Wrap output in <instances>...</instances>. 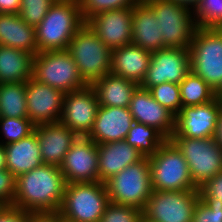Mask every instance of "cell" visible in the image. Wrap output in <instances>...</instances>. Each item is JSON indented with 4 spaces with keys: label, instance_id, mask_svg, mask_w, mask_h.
Returning <instances> with one entry per match:
<instances>
[{
    "label": "cell",
    "instance_id": "8",
    "mask_svg": "<svg viewBox=\"0 0 222 222\" xmlns=\"http://www.w3.org/2000/svg\"><path fill=\"white\" fill-rule=\"evenodd\" d=\"M32 77L64 94L87 86L67 50L38 52L33 56Z\"/></svg>",
    "mask_w": 222,
    "mask_h": 222
},
{
    "label": "cell",
    "instance_id": "14",
    "mask_svg": "<svg viewBox=\"0 0 222 222\" xmlns=\"http://www.w3.org/2000/svg\"><path fill=\"white\" fill-rule=\"evenodd\" d=\"M98 107L99 102L90 85L65 93L59 122L79 137H86L92 129Z\"/></svg>",
    "mask_w": 222,
    "mask_h": 222
},
{
    "label": "cell",
    "instance_id": "18",
    "mask_svg": "<svg viewBox=\"0 0 222 222\" xmlns=\"http://www.w3.org/2000/svg\"><path fill=\"white\" fill-rule=\"evenodd\" d=\"M129 111L135 122L156 128L167 139L173 135L176 116L161 106L148 89L140 86L136 88L129 104Z\"/></svg>",
    "mask_w": 222,
    "mask_h": 222
},
{
    "label": "cell",
    "instance_id": "20",
    "mask_svg": "<svg viewBox=\"0 0 222 222\" xmlns=\"http://www.w3.org/2000/svg\"><path fill=\"white\" fill-rule=\"evenodd\" d=\"M43 164L59 166L79 136L60 122L35 126Z\"/></svg>",
    "mask_w": 222,
    "mask_h": 222
},
{
    "label": "cell",
    "instance_id": "44",
    "mask_svg": "<svg viewBox=\"0 0 222 222\" xmlns=\"http://www.w3.org/2000/svg\"><path fill=\"white\" fill-rule=\"evenodd\" d=\"M173 1L177 4H180L182 6L187 7L188 9H193L197 6V4L200 2V0H169Z\"/></svg>",
    "mask_w": 222,
    "mask_h": 222
},
{
    "label": "cell",
    "instance_id": "22",
    "mask_svg": "<svg viewBox=\"0 0 222 222\" xmlns=\"http://www.w3.org/2000/svg\"><path fill=\"white\" fill-rule=\"evenodd\" d=\"M149 52L164 48L159 22L152 8L144 1L132 7V41Z\"/></svg>",
    "mask_w": 222,
    "mask_h": 222
},
{
    "label": "cell",
    "instance_id": "11",
    "mask_svg": "<svg viewBox=\"0 0 222 222\" xmlns=\"http://www.w3.org/2000/svg\"><path fill=\"white\" fill-rule=\"evenodd\" d=\"M198 190L152 191L142 210V221L192 222Z\"/></svg>",
    "mask_w": 222,
    "mask_h": 222
},
{
    "label": "cell",
    "instance_id": "5",
    "mask_svg": "<svg viewBox=\"0 0 222 222\" xmlns=\"http://www.w3.org/2000/svg\"><path fill=\"white\" fill-rule=\"evenodd\" d=\"M104 183L110 202L143 210L153 191L149 157L125 167Z\"/></svg>",
    "mask_w": 222,
    "mask_h": 222
},
{
    "label": "cell",
    "instance_id": "41",
    "mask_svg": "<svg viewBox=\"0 0 222 222\" xmlns=\"http://www.w3.org/2000/svg\"><path fill=\"white\" fill-rule=\"evenodd\" d=\"M28 222H64L59 212H29Z\"/></svg>",
    "mask_w": 222,
    "mask_h": 222
},
{
    "label": "cell",
    "instance_id": "13",
    "mask_svg": "<svg viewBox=\"0 0 222 222\" xmlns=\"http://www.w3.org/2000/svg\"><path fill=\"white\" fill-rule=\"evenodd\" d=\"M221 109L219 98L201 105L181 107L171 137L214 138Z\"/></svg>",
    "mask_w": 222,
    "mask_h": 222
},
{
    "label": "cell",
    "instance_id": "33",
    "mask_svg": "<svg viewBox=\"0 0 222 222\" xmlns=\"http://www.w3.org/2000/svg\"><path fill=\"white\" fill-rule=\"evenodd\" d=\"M152 97L175 116L182 107L180 85L176 83L164 82L149 89Z\"/></svg>",
    "mask_w": 222,
    "mask_h": 222
},
{
    "label": "cell",
    "instance_id": "29",
    "mask_svg": "<svg viewBox=\"0 0 222 222\" xmlns=\"http://www.w3.org/2000/svg\"><path fill=\"white\" fill-rule=\"evenodd\" d=\"M167 138L156 128L134 122L125 141L136 148L144 157L154 155Z\"/></svg>",
    "mask_w": 222,
    "mask_h": 222
},
{
    "label": "cell",
    "instance_id": "23",
    "mask_svg": "<svg viewBox=\"0 0 222 222\" xmlns=\"http://www.w3.org/2000/svg\"><path fill=\"white\" fill-rule=\"evenodd\" d=\"M151 60V52L128 44L112 50L111 72L140 86Z\"/></svg>",
    "mask_w": 222,
    "mask_h": 222
},
{
    "label": "cell",
    "instance_id": "6",
    "mask_svg": "<svg viewBox=\"0 0 222 222\" xmlns=\"http://www.w3.org/2000/svg\"><path fill=\"white\" fill-rule=\"evenodd\" d=\"M149 165L153 191L198 190L184 156L170 139L149 157Z\"/></svg>",
    "mask_w": 222,
    "mask_h": 222
},
{
    "label": "cell",
    "instance_id": "32",
    "mask_svg": "<svg viewBox=\"0 0 222 222\" xmlns=\"http://www.w3.org/2000/svg\"><path fill=\"white\" fill-rule=\"evenodd\" d=\"M0 130L6 141L3 145L19 141L34 132L35 125L29 118L0 117Z\"/></svg>",
    "mask_w": 222,
    "mask_h": 222
},
{
    "label": "cell",
    "instance_id": "16",
    "mask_svg": "<svg viewBox=\"0 0 222 222\" xmlns=\"http://www.w3.org/2000/svg\"><path fill=\"white\" fill-rule=\"evenodd\" d=\"M64 93L30 77L26 81L28 118L37 126L60 121Z\"/></svg>",
    "mask_w": 222,
    "mask_h": 222
},
{
    "label": "cell",
    "instance_id": "31",
    "mask_svg": "<svg viewBox=\"0 0 222 222\" xmlns=\"http://www.w3.org/2000/svg\"><path fill=\"white\" fill-rule=\"evenodd\" d=\"M193 14L197 27L222 28V0H200Z\"/></svg>",
    "mask_w": 222,
    "mask_h": 222
},
{
    "label": "cell",
    "instance_id": "1",
    "mask_svg": "<svg viewBox=\"0 0 222 222\" xmlns=\"http://www.w3.org/2000/svg\"><path fill=\"white\" fill-rule=\"evenodd\" d=\"M66 184L59 166L42 164L16 178L11 206L27 212H59Z\"/></svg>",
    "mask_w": 222,
    "mask_h": 222
},
{
    "label": "cell",
    "instance_id": "34",
    "mask_svg": "<svg viewBox=\"0 0 222 222\" xmlns=\"http://www.w3.org/2000/svg\"><path fill=\"white\" fill-rule=\"evenodd\" d=\"M81 15L86 23L90 18L101 12L133 7L142 0H78Z\"/></svg>",
    "mask_w": 222,
    "mask_h": 222
},
{
    "label": "cell",
    "instance_id": "9",
    "mask_svg": "<svg viewBox=\"0 0 222 222\" xmlns=\"http://www.w3.org/2000/svg\"><path fill=\"white\" fill-rule=\"evenodd\" d=\"M144 1L152 8L159 22L164 47L190 48L197 30L193 10L169 0Z\"/></svg>",
    "mask_w": 222,
    "mask_h": 222
},
{
    "label": "cell",
    "instance_id": "46",
    "mask_svg": "<svg viewBox=\"0 0 222 222\" xmlns=\"http://www.w3.org/2000/svg\"><path fill=\"white\" fill-rule=\"evenodd\" d=\"M216 97L222 100V83L219 88L215 91Z\"/></svg>",
    "mask_w": 222,
    "mask_h": 222
},
{
    "label": "cell",
    "instance_id": "39",
    "mask_svg": "<svg viewBox=\"0 0 222 222\" xmlns=\"http://www.w3.org/2000/svg\"><path fill=\"white\" fill-rule=\"evenodd\" d=\"M16 192V177L7 169L0 170V199L12 205Z\"/></svg>",
    "mask_w": 222,
    "mask_h": 222
},
{
    "label": "cell",
    "instance_id": "28",
    "mask_svg": "<svg viewBox=\"0 0 222 222\" xmlns=\"http://www.w3.org/2000/svg\"><path fill=\"white\" fill-rule=\"evenodd\" d=\"M0 117L28 118L26 82L0 84Z\"/></svg>",
    "mask_w": 222,
    "mask_h": 222
},
{
    "label": "cell",
    "instance_id": "43",
    "mask_svg": "<svg viewBox=\"0 0 222 222\" xmlns=\"http://www.w3.org/2000/svg\"><path fill=\"white\" fill-rule=\"evenodd\" d=\"M214 139L222 148V109L220 111V115L217 122V128L214 135Z\"/></svg>",
    "mask_w": 222,
    "mask_h": 222
},
{
    "label": "cell",
    "instance_id": "10",
    "mask_svg": "<svg viewBox=\"0 0 222 222\" xmlns=\"http://www.w3.org/2000/svg\"><path fill=\"white\" fill-rule=\"evenodd\" d=\"M184 156L197 187L222 172V148L214 138L171 137Z\"/></svg>",
    "mask_w": 222,
    "mask_h": 222
},
{
    "label": "cell",
    "instance_id": "45",
    "mask_svg": "<svg viewBox=\"0 0 222 222\" xmlns=\"http://www.w3.org/2000/svg\"><path fill=\"white\" fill-rule=\"evenodd\" d=\"M6 169L5 147L0 143V170Z\"/></svg>",
    "mask_w": 222,
    "mask_h": 222
},
{
    "label": "cell",
    "instance_id": "37",
    "mask_svg": "<svg viewBox=\"0 0 222 222\" xmlns=\"http://www.w3.org/2000/svg\"><path fill=\"white\" fill-rule=\"evenodd\" d=\"M192 222H222V203L198 200Z\"/></svg>",
    "mask_w": 222,
    "mask_h": 222
},
{
    "label": "cell",
    "instance_id": "7",
    "mask_svg": "<svg viewBox=\"0 0 222 222\" xmlns=\"http://www.w3.org/2000/svg\"><path fill=\"white\" fill-rule=\"evenodd\" d=\"M189 52L191 71L216 91L222 83V28L197 27Z\"/></svg>",
    "mask_w": 222,
    "mask_h": 222
},
{
    "label": "cell",
    "instance_id": "15",
    "mask_svg": "<svg viewBox=\"0 0 222 222\" xmlns=\"http://www.w3.org/2000/svg\"><path fill=\"white\" fill-rule=\"evenodd\" d=\"M60 171L67 184L99 181L97 144L79 137L66 153Z\"/></svg>",
    "mask_w": 222,
    "mask_h": 222
},
{
    "label": "cell",
    "instance_id": "17",
    "mask_svg": "<svg viewBox=\"0 0 222 222\" xmlns=\"http://www.w3.org/2000/svg\"><path fill=\"white\" fill-rule=\"evenodd\" d=\"M86 23L110 50L131 44L132 7L101 12Z\"/></svg>",
    "mask_w": 222,
    "mask_h": 222
},
{
    "label": "cell",
    "instance_id": "35",
    "mask_svg": "<svg viewBox=\"0 0 222 222\" xmlns=\"http://www.w3.org/2000/svg\"><path fill=\"white\" fill-rule=\"evenodd\" d=\"M56 0H21L18 15L28 24L36 27L46 16Z\"/></svg>",
    "mask_w": 222,
    "mask_h": 222
},
{
    "label": "cell",
    "instance_id": "42",
    "mask_svg": "<svg viewBox=\"0 0 222 222\" xmlns=\"http://www.w3.org/2000/svg\"><path fill=\"white\" fill-rule=\"evenodd\" d=\"M21 0H0V14H18Z\"/></svg>",
    "mask_w": 222,
    "mask_h": 222
},
{
    "label": "cell",
    "instance_id": "21",
    "mask_svg": "<svg viewBox=\"0 0 222 222\" xmlns=\"http://www.w3.org/2000/svg\"><path fill=\"white\" fill-rule=\"evenodd\" d=\"M97 149L99 182L107 181L125 167L144 157L125 140L97 144Z\"/></svg>",
    "mask_w": 222,
    "mask_h": 222
},
{
    "label": "cell",
    "instance_id": "12",
    "mask_svg": "<svg viewBox=\"0 0 222 222\" xmlns=\"http://www.w3.org/2000/svg\"><path fill=\"white\" fill-rule=\"evenodd\" d=\"M191 71L189 48L164 47L151 53L141 88L150 89L164 82L180 84Z\"/></svg>",
    "mask_w": 222,
    "mask_h": 222
},
{
    "label": "cell",
    "instance_id": "4",
    "mask_svg": "<svg viewBox=\"0 0 222 222\" xmlns=\"http://www.w3.org/2000/svg\"><path fill=\"white\" fill-rule=\"evenodd\" d=\"M109 202L104 182L69 183L59 214L64 222H99Z\"/></svg>",
    "mask_w": 222,
    "mask_h": 222
},
{
    "label": "cell",
    "instance_id": "38",
    "mask_svg": "<svg viewBox=\"0 0 222 222\" xmlns=\"http://www.w3.org/2000/svg\"><path fill=\"white\" fill-rule=\"evenodd\" d=\"M198 191L202 202L222 203V172L204 182Z\"/></svg>",
    "mask_w": 222,
    "mask_h": 222
},
{
    "label": "cell",
    "instance_id": "24",
    "mask_svg": "<svg viewBox=\"0 0 222 222\" xmlns=\"http://www.w3.org/2000/svg\"><path fill=\"white\" fill-rule=\"evenodd\" d=\"M4 147L6 169L16 178L43 164L35 131L28 137L6 144Z\"/></svg>",
    "mask_w": 222,
    "mask_h": 222
},
{
    "label": "cell",
    "instance_id": "2",
    "mask_svg": "<svg viewBox=\"0 0 222 222\" xmlns=\"http://www.w3.org/2000/svg\"><path fill=\"white\" fill-rule=\"evenodd\" d=\"M84 24L78 0H56L35 27L38 52L67 50L70 40Z\"/></svg>",
    "mask_w": 222,
    "mask_h": 222
},
{
    "label": "cell",
    "instance_id": "26",
    "mask_svg": "<svg viewBox=\"0 0 222 222\" xmlns=\"http://www.w3.org/2000/svg\"><path fill=\"white\" fill-rule=\"evenodd\" d=\"M94 90L99 106L129 108V104L138 85L125 78L107 73L91 85Z\"/></svg>",
    "mask_w": 222,
    "mask_h": 222
},
{
    "label": "cell",
    "instance_id": "40",
    "mask_svg": "<svg viewBox=\"0 0 222 222\" xmlns=\"http://www.w3.org/2000/svg\"><path fill=\"white\" fill-rule=\"evenodd\" d=\"M29 212L8 205L0 212V222H28Z\"/></svg>",
    "mask_w": 222,
    "mask_h": 222
},
{
    "label": "cell",
    "instance_id": "3",
    "mask_svg": "<svg viewBox=\"0 0 222 222\" xmlns=\"http://www.w3.org/2000/svg\"><path fill=\"white\" fill-rule=\"evenodd\" d=\"M67 51L87 85L111 72L112 50L85 23L70 40Z\"/></svg>",
    "mask_w": 222,
    "mask_h": 222
},
{
    "label": "cell",
    "instance_id": "47",
    "mask_svg": "<svg viewBox=\"0 0 222 222\" xmlns=\"http://www.w3.org/2000/svg\"><path fill=\"white\" fill-rule=\"evenodd\" d=\"M8 205L6 203H4L1 199H0V212L2 210H4Z\"/></svg>",
    "mask_w": 222,
    "mask_h": 222
},
{
    "label": "cell",
    "instance_id": "19",
    "mask_svg": "<svg viewBox=\"0 0 222 222\" xmlns=\"http://www.w3.org/2000/svg\"><path fill=\"white\" fill-rule=\"evenodd\" d=\"M134 122L129 108L99 106L92 129L86 138L96 144L125 140Z\"/></svg>",
    "mask_w": 222,
    "mask_h": 222
},
{
    "label": "cell",
    "instance_id": "30",
    "mask_svg": "<svg viewBox=\"0 0 222 222\" xmlns=\"http://www.w3.org/2000/svg\"><path fill=\"white\" fill-rule=\"evenodd\" d=\"M179 85L182 107L205 104L217 98L215 90L192 71Z\"/></svg>",
    "mask_w": 222,
    "mask_h": 222
},
{
    "label": "cell",
    "instance_id": "25",
    "mask_svg": "<svg viewBox=\"0 0 222 222\" xmlns=\"http://www.w3.org/2000/svg\"><path fill=\"white\" fill-rule=\"evenodd\" d=\"M0 45L38 53L36 28L28 25L18 14H0Z\"/></svg>",
    "mask_w": 222,
    "mask_h": 222
},
{
    "label": "cell",
    "instance_id": "36",
    "mask_svg": "<svg viewBox=\"0 0 222 222\" xmlns=\"http://www.w3.org/2000/svg\"><path fill=\"white\" fill-rule=\"evenodd\" d=\"M142 210L109 202L99 222H142Z\"/></svg>",
    "mask_w": 222,
    "mask_h": 222
},
{
    "label": "cell",
    "instance_id": "27",
    "mask_svg": "<svg viewBox=\"0 0 222 222\" xmlns=\"http://www.w3.org/2000/svg\"><path fill=\"white\" fill-rule=\"evenodd\" d=\"M33 55L0 45V84L26 82L32 77Z\"/></svg>",
    "mask_w": 222,
    "mask_h": 222
}]
</instances>
